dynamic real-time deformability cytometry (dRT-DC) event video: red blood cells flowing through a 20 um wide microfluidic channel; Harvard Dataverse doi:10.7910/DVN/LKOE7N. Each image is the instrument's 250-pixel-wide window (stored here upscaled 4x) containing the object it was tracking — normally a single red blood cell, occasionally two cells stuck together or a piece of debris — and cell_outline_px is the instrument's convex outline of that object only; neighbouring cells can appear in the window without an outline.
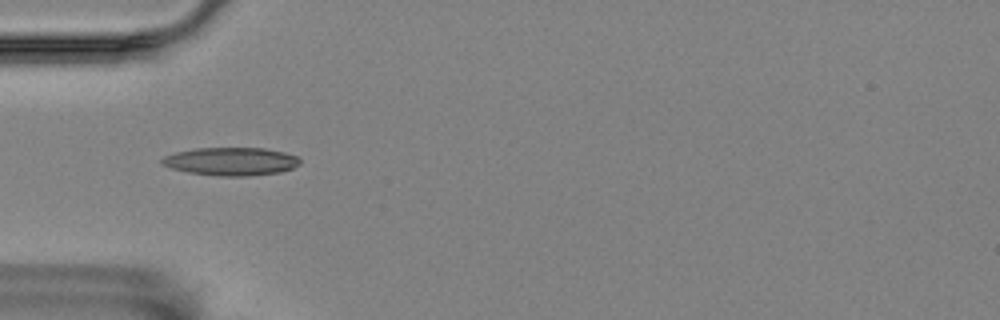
{"species": "Egyptian fruit bat (a non-hibernating species)", "species_latin": "Rousettus aegyptiacus", "temperature_condition": "room temperature", "stored_images_in_passage": 48, "camera_frame_rate_fps": 3000, "um_per_image_px": 0.085, "animal": {"sex": "female"}, "frame": {"image": 1, "passage_image": 10, "time_ms": 3.0, "image_size_px": [1000, 320], "cell_outline_px": [[300, 164], [292, 168], [280, 172], [248, 176], [220, 176], [188, 172], [172, 168], [160, 164], [160, 160], [164, 156], [176, 152], [196, 148], [264, 148], [284, 152], [296, 156], [300, 160]], "centroid_in_image_um": [19.62, 13.72], "position_along_channel_um": 65.4, "area_um2": 22.54}}
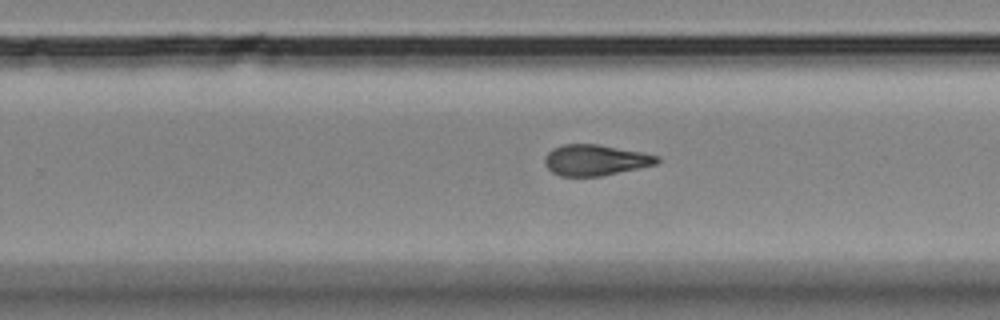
{"frame": {"image": 2, "passage_image": 28, "time_ms": 9.0, "image_size_px": [1000, 320], "cell_outline_px": [[660, 160], [656, 164], [640, 168], [600, 176], [560, 176], [552, 172], [544, 164], [544, 156], [552, 148], [564, 144], [600, 144], [644, 152], [660, 156]], "centroid_in_image_um": [50.61, 13.59], "position_along_channel_um": 279.2, "area_um2": 20.46}}
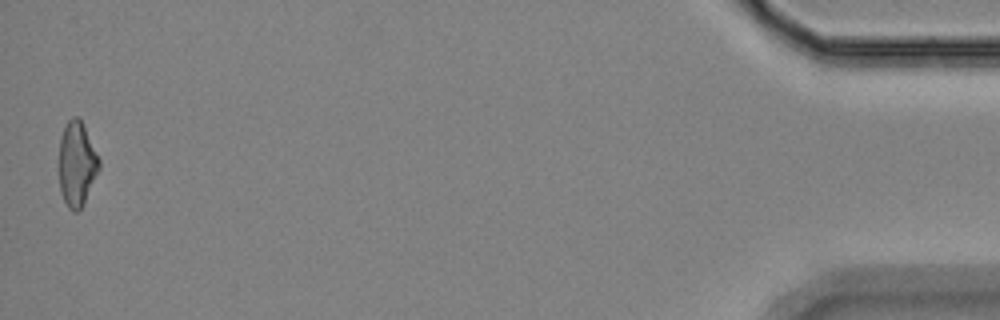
{"frame": {"image": 3, "passage_image": 48, "time_ms": 15.667, "image_size_px": [1000, 320], "cell_outline_px": [[100, 168], [84, 204], [76, 212], [72, 212], [68, 208], [60, 192], [60, 136], [68, 120], [72, 116], [76, 116], [80, 120], [100, 160]], "centroid_in_image_um": [6.53, 13.98], "position_along_channel_um": 428.7, "area_um2": 19.48}, "authors_computed_cell_mechanics": {"area_um2": 20.4323, "velocity_mm_per_s": 3.5626, "shape_relaxation_time_tau1_ms": null, "shape_relaxation_time_tau2_ms": 2.7244, "deformation_change_tau1": null, "deformation_change_tau2": 0.116}}